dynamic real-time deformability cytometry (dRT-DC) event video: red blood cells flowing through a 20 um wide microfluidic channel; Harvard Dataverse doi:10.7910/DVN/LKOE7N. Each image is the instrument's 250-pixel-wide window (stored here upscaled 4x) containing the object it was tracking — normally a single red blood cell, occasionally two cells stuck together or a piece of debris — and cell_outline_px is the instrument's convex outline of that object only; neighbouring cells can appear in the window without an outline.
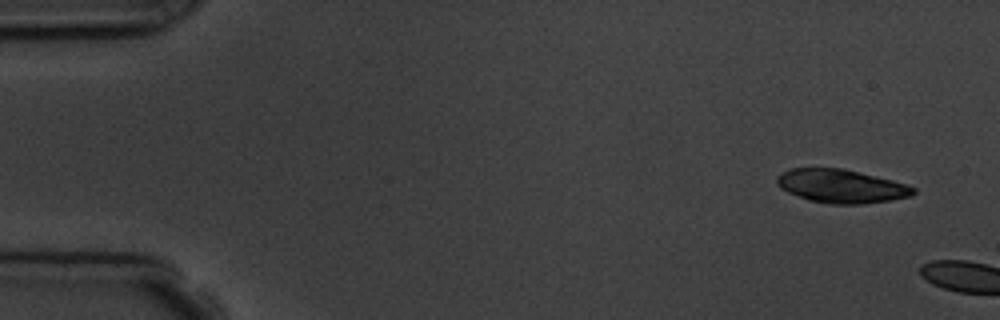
{"species": "common noctule bat (a hibernating species)", "species_latin": "Nyctalus noctula", "temperature_condition": "room temperature", "stored_images_in_passage": 2, "camera_frame_rate_fps": 3000, "um_per_image_px": 0.085, "animal": {"sex": "male", "body_mass_g": 19.5, "forearm_length_mm": 54.6}, "frame": {"image": 1, "passage_image": 1, "time_ms": 0.0, "image_size_px": [1000, 320], "cell_outline_px": [[916, 192], [912, 196], [892, 200], [860, 204], [832, 204], [808, 200], [788, 192], [780, 188], [776, 184], [776, 176], [792, 168], [844, 168], [908, 184], [916, 188]], "centroid_in_image_um": [71.52, 15.82], "position_along_channel_um": 13.5, "area_um2": 26.76}}